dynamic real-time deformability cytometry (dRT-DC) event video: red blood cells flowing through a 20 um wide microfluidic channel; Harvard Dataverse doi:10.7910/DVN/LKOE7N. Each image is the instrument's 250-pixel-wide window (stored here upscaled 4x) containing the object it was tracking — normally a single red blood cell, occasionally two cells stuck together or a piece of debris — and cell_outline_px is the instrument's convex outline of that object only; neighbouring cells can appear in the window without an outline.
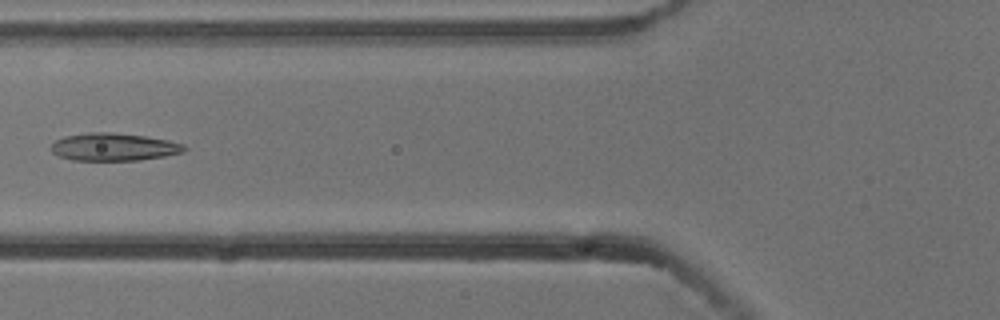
{"species": "common noctule bat (a hibernating species)", "species_latin": "Nyctalus noctula", "temperature_condition": "cold", "stored_images_in_passage": 6, "camera_frame_rate_fps": 3000, "um_per_image_px": 0.085, "animal": {"sex": "male", "body_mass_g": 13.3}, "frame": {"image": 1, "passage_image": 6, "time_ms": 1.667, "image_size_px": [1000, 320], "cell_outline_px": [[188, 148], [184, 152], [164, 156], [140, 160], [72, 160], [60, 156], [52, 152], [52, 144], [56, 140], [64, 136], [88, 132], [112, 132], [144, 136], [168, 140], [184, 144]], "centroid_in_image_um": [9.69, 12.48], "position_along_channel_um": 116.1, "area_um2": 21.44}}